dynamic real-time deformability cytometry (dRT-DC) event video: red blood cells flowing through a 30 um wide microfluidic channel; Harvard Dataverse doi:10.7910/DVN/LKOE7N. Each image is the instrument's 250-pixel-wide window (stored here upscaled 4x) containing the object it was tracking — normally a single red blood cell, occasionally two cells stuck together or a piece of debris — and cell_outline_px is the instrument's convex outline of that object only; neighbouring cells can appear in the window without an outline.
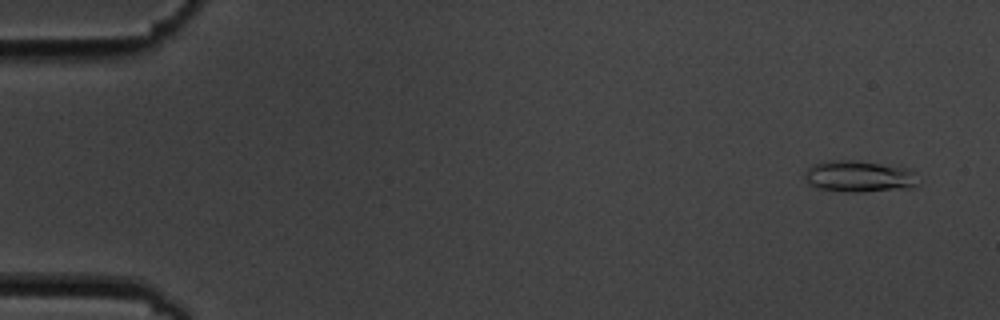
{"species": "common noctule bat (a hibernating species)", "species_latin": "Nyctalus noctula", "temperature_condition": "cold", "stored_images_in_passage": 40, "camera_frame_rate_fps": 3000, "um_per_image_px": 0.085, "animal": {"sex": "male", "body_mass_g": 19.5, "forearm_length_mm": 54.6}, "frame": {"image": 1, "passage_image": 4, "time_ms": 1.0, "image_size_px": [1000, 320], "cell_outline_px": [[912, 188], [864, 192], [852, 192], [816, 188], [808, 184], [804, 176], [808, 168], [816, 164], [832, 160], [848, 160], [880, 164], [904, 168], [912, 172]], "centroid_in_image_um": [72.91, 15.01], "position_along_channel_um": 12.1, "area_um2": 20.06}}
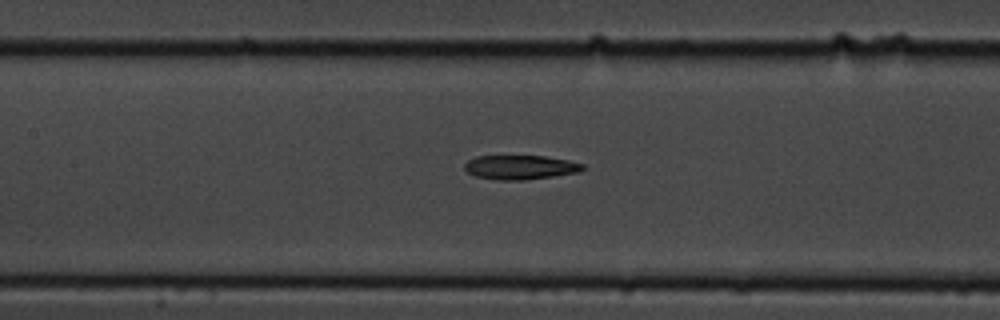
{"frame": {"image": 2, "passage_image": 27, "time_ms": 8.667, "image_size_px": [1000, 320], "cell_outline_px": [[584, 168], [580, 172], [528, 180], [496, 180], [476, 176], [468, 172], [464, 168], [464, 164], [468, 160], [476, 156], [544, 156], [568, 160], [584, 164]], "centroid_in_image_um": [44.23, 14.22], "position_along_channel_um": 163.2, "area_um2": 16.76}}
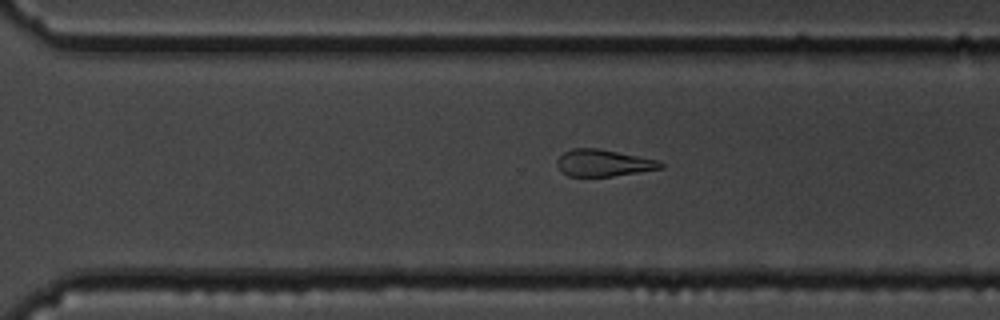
{"frame": {"image": 3, "passage_image": 40, "time_ms": 13.0, "image_size_px": [1000, 320], "cell_outline_px": [[664, 168], [612, 176], [568, 176], [560, 172], [556, 164], [556, 160], [564, 152], [572, 148], [596, 148], [660, 160], [664, 164]], "centroid_in_image_um": [51.28, 13.85], "position_along_channel_um": 319.3, "area_um2": 16.24}}